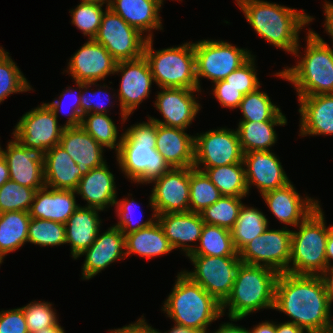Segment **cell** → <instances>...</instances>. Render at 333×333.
<instances>
[{"instance_id": "obj_59", "label": "cell", "mask_w": 333, "mask_h": 333, "mask_svg": "<svg viewBox=\"0 0 333 333\" xmlns=\"http://www.w3.org/2000/svg\"><path fill=\"white\" fill-rule=\"evenodd\" d=\"M326 259H327V267L333 266V224L329 225V234L327 237L326 244Z\"/></svg>"}, {"instance_id": "obj_19", "label": "cell", "mask_w": 333, "mask_h": 333, "mask_svg": "<svg viewBox=\"0 0 333 333\" xmlns=\"http://www.w3.org/2000/svg\"><path fill=\"white\" fill-rule=\"evenodd\" d=\"M0 152L7 161L10 180L33 189L45 186V152L40 149L24 147L13 136L7 142L6 149Z\"/></svg>"}, {"instance_id": "obj_55", "label": "cell", "mask_w": 333, "mask_h": 333, "mask_svg": "<svg viewBox=\"0 0 333 333\" xmlns=\"http://www.w3.org/2000/svg\"><path fill=\"white\" fill-rule=\"evenodd\" d=\"M246 333H276V322L265 320L254 325L253 328H247Z\"/></svg>"}, {"instance_id": "obj_61", "label": "cell", "mask_w": 333, "mask_h": 333, "mask_svg": "<svg viewBox=\"0 0 333 333\" xmlns=\"http://www.w3.org/2000/svg\"><path fill=\"white\" fill-rule=\"evenodd\" d=\"M159 333H163L162 331H159ZM164 333H206V332H201L199 330L193 329V328H186V327H180L177 325H173L170 330L165 331Z\"/></svg>"}, {"instance_id": "obj_10", "label": "cell", "mask_w": 333, "mask_h": 333, "mask_svg": "<svg viewBox=\"0 0 333 333\" xmlns=\"http://www.w3.org/2000/svg\"><path fill=\"white\" fill-rule=\"evenodd\" d=\"M187 258L194 266L193 271L183 269L182 272L222 304L232 291L238 267L242 263L240 257L188 255Z\"/></svg>"}, {"instance_id": "obj_1", "label": "cell", "mask_w": 333, "mask_h": 333, "mask_svg": "<svg viewBox=\"0 0 333 333\" xmlns=\"http://www.w3.org/2000/svg\"><path fill=\"white\" fill-rule=\"evenodd\" d=\"M273 310L307 333H323L333 321L323 279L316 275L279 273Z\"/></svg>"}, {"instance_id": "obj_5", "label": "cell", "mask_w": 333, "mask_h": 333, "mask_svg": "<svg viewBox=\"0 0 333 333\" xmlns=\"http://www.w3.org/2000/svg\"><path fill=\"white\" fill-rule=\"evenodd\" d=\"M161 310L174 325L209 332L208 327L223 317L222 304L182 270Z\"/></svg>"}, {"instance_id": "obj_6", "label": "cell", "mask_w": 333, "mask_h": 333, "mask_svg": "<svg viewBox=\"0 0 333 333\" xmlns=\"http://www.w3.org/2000/svg\"><path fill=\"white\" fill-rule=\"evenodd\" d=\"M278 275L267 266L241 263L232 291L222 303L223 316L227 314L229 320H242L260 309H273Z\"/></svg>"}, {"instance_id": "obj_49", "label": "cell", "mask_w": 333, "mask_h": 333, "mask_svg": "<svg viewBox=\"0 0 333 333\" xmlns=\"http://www.w3.org/2000/svg\"><path fill=\"white\" fill-rule=\"evenodd\" d=\"M52 303L42 300H33L22 306L29 333H36L59 323V316Z\"/></svg>"}, {"instance_id": "obj_2", "label": "cell", "mask_w": 333, "mask_h": 333, "mask_svg": "<svg viewBox=\"0 0 333 333\" xmlns=\"http://www.w3.org/2000/svg\"><path fill=\"white\" fill-rule=\"evenodd\" d=\"M244 18L270 45L293 54L300 42V32L315 18L304 9L284 6L265 0H235ZM306 26V27H305Z\"/></svg>"}, {"instance_id": "obj_4", "label": "cell", "mask_w": 333, "mask_h": 333, "mask_svg": "<svg viewBox=\"0 0 333 333\" xmlns=\"http://www.w3.org/2000/svg\"><path fill=\"white\" fill-rule=\"evenodd\" d=\"M157 123L148 118L137 122L125 131L116 163L125 178L135 184H150L170 169L156 150Z\"/></svg>"}, {"instance_id": "obj_30", "label": "cell", "mask_w": 333, "mask_h": 333, "mask_svg": "<svg viewBox=\"0 0 333 333\" xmlns=\"http://www.w3.org/2000/svg\"><path fill=\"white\" fill-rule=\"evenodd\" d=\"M101 211L80 205L65 223L66 244L70 245L73 260H77L95 241L102 225Z\"/></svg>"}, {"instance_id": "obj_18", "label": "cell", "mask_w": 333, "mask_h": 333, "mask_svg": "<svg viewBox=\"0 0 333 333\" xmlns=\"http://www.w3.org/2000/svg\"><path fill=\"white\" fill-rule=\"evenodd\" d=\"M66 70L73 81L99 82L107 76L115 75L117 61L108 50L93 39H88L67 62Z\"/></svg>"}, {"instance_id": "obj_8", "label": "cell", "mask_w": 333, "mask_h": 333, "mask_svg": "<svg viewBox=\"0 0 333 333\" xmlns=\"http://www.w3.org/2000/svg\"><path fill=\"white\" fill-rule=\"evenodd\" d=\"M154 39H147L143 56L148 62L154 84L159 88L199 90L196 78L194 42H184L155 50Z\"/></svg>"}, {"instance_id": "obj_26", "label": "cell", "mask_w": 333, "mask_h": 333, "mask_svg": "<svg viewBox=\"0 0 333 333\" xmlns=\"http://www.w3.org/2000/svg\"><path fill=\"white\" fill-rule=\"evenodd\" d=\"M109 168L106 162L81 177L75 192L87 202L85 207L97 208L102 212L107 211L106 208L114 207L118 189L115 175Z\"/></svg>"}, {"instance_id": "obj_21", "label": "cell", "mask_w": 333, "mask_h": 333, "mask_svg": "<svg viewBox=\"0 0 333 333\" xmlns=\"http://www.w3.org/2000/svg\"><path fill=\"white\" fill-rule=\"evenodd\" d=\"M101 232V233H100ZM85 256L81 279L90 280L119 260H125V235L114 225L102 233L99 230L95 241L77 259Z\"/></svg>"}, {"instance_id": "obj_44", "label": "cell", "mask_w": 333, "mask_h": 333, "mask_svg": "<svg viewBox=\"0 0 333 333\" xmlns=\"http://www.w3.org/2000/svg\"><path fill=\"white\" fill-rule=\"evenodd\" d=\"M130 195L132 196L128 193V197L116 199L114 204L115 213L119 220L114 226L120 229L124 235L146 228L157 221V213H153L150 218L142 222V209L138 210L139 204ZM135 210H138L140 217H136Z\"/></svg>"}, {"instance_id": "obj_12", "label": "cell", "mask_w": 333, "mask_h": 333, "mask_svg": "<svg viewBox=\"0 0 333 333\" xmlns=\"http://www.w3.org/2000/svg\"><path fill=\"white\" fill-rule=\"evenodd\" d=\"M292 230L268 229L245 245L238 255L244 264L267 266L278 273L289 272Z\"/></svg>"}, {"instance_id": "obj_34", "label": "cell", "mask_w": 333, "mask_h": 333, "mask_svg": "<svg viewBox=\"0 0 333 333\" xmlns=\"http://www.w3.org/2000/svg\"><path fill=\"white\" fill-rule=\"evenodd\" d=\"M30 214L25 211L0 213V256L22 248L28 242Z\"/></svg>"}, {"instance_id": "obj_29", "label": "cell", "mask_w": 333, "mask_h": 333, "mask_svg": "<svg viewBox=\"0 0 333 333\" xmlns=\"http://www.w3.org/2000/svg\"><path fill=\"white\" fill-rule=\"evenodd\" d=\"M185 131L157 124L156 150L170 168L194 166L195 136Z\"/></svg>"}, {"instance_id": "obj_20", "label": "cell", "mask_w": 333, "mask_h": 333, "mask_svg": "<svg viewBox=\"0 0 333 333\" xmlns=\"http://www.w3.org/2000/svg\"><path fill=\"white\" fill-rule=\"evenodd\" d=\"M261 197L268 211L286 228H296L321 204L307 194L301 196L291 181L283 187L263 193Z\"/></svg>"}, {"instance_id": "obj_67", "label": "cell", "mask_w": 333, "mask_h": 333, "mask_svg": "<svg viewBox=\"0 0 333 333\" xmlns=\"http://www.w3.org/2000/svg\"><path fill=\"white\" fill-rule=\"evenodd\" d=\"M161 1H162V3L164 4V1H165V0H161ZM171 1H172V0H171ZM175 1H183V0H175Z\"/></svg>"}, {"instance_id": "obj_17", "label": "cell", "mask_w": 333, "mask_h": 333, "mask_svg": "<svg viewBox=\"0 0 333 333\" xmlns=\"http://www.w3.org/2000/svg\"><path fill=\"white\" fill-rule=\"evenodd\" d=\"M198 93L202 94V91L186 88H160V91L155 93L157 96L155 95L153 105L163 119L149 115L147 118L159 125L187 130L202 108L197 100L200 95Z\"/></svg>"}, {"instance_id": "obj_31", "label": "cell", "mask_w": 333, "mask_h": 333, "mask_svg": "<svg viewBox=\"0 0 333 333\" xmlns=\"http://www.w3.org/2000/svg\"><path fill=\"white\" fill-rule=\"evenodd\" d=\"M82 176L77 164L59 144L45 153L46 187L75 191Z\"/></svg>"}, {"instance_id": "obj_39", "label": "cell", "mask_w": 333, "mask_h": 333, "mask_svg": "<svg viewBox=\"0 0 333 333\" xmlns=\"http://www.w3.org/2000/svg\"><path fill=\"white\" fill-rule=\"evenodd\" d=\"M9 54L0 47V104L11 94L35 91Z\"/></svg>"}, {"instance_id": "obj_63", "label": "cell", "mask_w": 333, "mask_h": 333, "mask_svg": "<svg viewBox=\"0 0 333 333\" xmlns=\"http://www.w3.org/2000/svg\"><path fill=\"white\" fill-rule=\"evenodd\" d=\"M36 333H66L65 329L58 323L57 325L49 328H44Z\"/></svg>"}, {"instance_id": "obj_58", "label": "cell", "mask_w": 333, "mask_h": 333, "mask_svg": "<svg viewBox=\"0 0 333 333\" xmlns=\"http://www.w3.org/2000/svg\"><path fill=\"white\" fill-rule=\"evenodd\" d=\"M109 333H141V317L134 323H129L121 328L108 330Z\"/></svg>"}, {"instance_id": "obj_13", "label": "cell", "mask_w": 333, "mask_h": 333, "mask_svg": "<svg viewBox=\"0 0 333 333\" xmlns=\"http://www.w3.org/2000/svg\"><path fill=\"white\" fill-rule=\"evenodd\" d=\"M114 74L121 76L119 89H116V92L122 125L138 106L149 98L154 79L144 56L135 60L117 62Z\"/></svg>"}, {"instance_id": "obj_62", "label": "cell", "mask_w": 333, "mask_h": 333, "mask_svg": "<svg viewBox=\"0 0 333 333\" xmlns=\"http://www.w3.org/2000/svg\"><path fill=\"white\" fill-rule=\"evenodd\" d=\"M141 333H159L158 329H155L152 325L150 326V324L147 323L144 314L141 316Z\"/></svg>"}, {"instance_id": "obj_37", "label": "cell", "mask_w": 333, "mask_h": 333, "mask_svg": "<svg viewBox=\"0 0 333 333\" xmlns=\"http://www.w3.org/2000/svg\"><path fill=\"white\" fill-rule=\"evenodd\" d=\"M80 126L104 149L114 150L115 154L118 153L123 132L119 135L118 127L109 114L86 113L82 116Z\"/></svg>"}, {"instance_id": "obj_22", "label": "cell", "mask_w": 333, "mask_h": 333, "mask_svg": "<svg viewBox=\"0 0 333 333\" xmlns=\"http://www.w3.org/2000/svg\"><path fill=\"white\" fill-rule=\"evenodd\" d=\"M271 151L252 150L244 153L243 164L248 192L255 186L260 196L283 187L291 180L287 176L279 157Z\"/></svg>"}, {"instance_id": "obj_52", "label": "cell", "mask_w": 333, "mask_h": 333, "mask_svg": "<svg viewBox=\"0 0 333 333\" xmlns=\"http://www.w3.org/2000/svg\"><path fill=\"white\" fill-rule=\"evenodd\" d=\"M212 94L220 103L221 107L237 109L244 95L231 86H225V81L221 80L212 84Z\"/></svg>"}, {"instance_id": "obj_36", "label": "cell", "mask_w": 333, "mask_h": 333, "mask_svg": "<svg viewBox=\"0 0 333 333\" xmlns=\"http://www.w3.org/2000/svg\"><path fill=\"white\" fill-rule=\"evenodd\" d=\"M196 169L204 171L222 195L235 197L249 196L243 163Z\"/></svg>"}, {"instance_id": "obj_16", "label": "cell", "mask_w": 333, "mask_h": 333, "mask_svg": "<svg viewBox=\"0 0 333 333\" xmlns=\"http://www.w3.org/2000/svg\"><path fill=\"white\" fill-rule=\"evenodd\" d=\"M150 183L153 186L148 206L153 213L189 212L190 167L170 168Z\"/></svg>"}, {"instance_id": "obj_54", "label": "cell", "mask_w": 333, "mask_h": 333, "mask_svg": "<svg viewBox=\"0 0 333 333\" xmlns=\"http://www.w3.org/2000/svg\"><path fill=\"white\" fill-rule=\"evenodd\" d=\"M323 279L330 307L333 304V266L327 267L320 275Z\"/></svg>"}, {"instance_id": "obj_66", "label": "cell", "mask_w": 333, "mask_h": 333, "mask_svg": "<svg viewBox=\"0 0 333 333\" xmlns=\"http://www.w3.org/2000/svg\"><path fill=\"white\" fill-rule=\"evenodd\" d=\"M3 261H4V258L0 256V265H2V263H4Z\"/></svg>"}, {"instance_id": "obj_40", "label": "cell", "mask_w": 333, "mask_h": 333, "mask_svg": "<svg viewBox=\"0 0 333 333\" xmlns=\"http://www.w3.org/2000/svg\"><path fill=\"white\" fill-rule=\"evenodd\" d=\"M222 196L204 171L190 167V212L202 213Z\"/></svg>"}, {"instance_id": "obj_45", "label": "cell", "mask_w": 333, "mask_h": 333, "mask_svg": "<svg viewBox=\"0 0 333 333\" xmlns=\"http://www.w3.org/2000/svg\"><path fill=\"white\" fill-rule=\"evenodd\" d=\"M92 87H95L96 89L93 90ZM110 89L115 91L112 87H108V85L105 83L100 85L98 82H82V91L80 95L81 116L86 113L109 114V109H111L110 107H113L115 105L114 103H117L116 100L118 99L116 93H113V95L110 93ZM104 99L106 102H109L111 99H113L109 102V107H107L108 103L107 106L104 104Z\"/></svg>"}, {"instance_id": "obj_51", "label": "cell", "mask_w": 333, "mask_h": 333, "mask_svg": "<svg viewBox=\"0 0 333 333\" xmlns=\"http://www.w3.org/2000/svg\"><path fill=\"white\" fill-rule=\"evenodd\" d=\"M0 333H29L22 307L0 311Z\"/></svg>"}, {"instance_id": "obj_46", "label": "cell", "mask_w": 333, "mask_h": 333, "mask_svg": "<svg viewBox=\"0 0 333 333\" xmlns=\"http://www.w3.org/2000/svg\"><path fill=\"white\" fill-rule=\"evenodd\" d=\"M77 88L68 86L63 89L62 93L54 98L52 102L46 103L48 107L53 111L54 115L59 117V113L65 114L67 120L64 122L63 126L67 127H77L81 125V106H80V95L82 91V82L74 81ZM71 98V99H70ZM71 101H69V100ZM68 100V101H67ZM68 105V106H66ZM69 107V109H66ZM69 110V111H65ZM67 113V114H66Z\"/></svg>"}, {"instance_id": "obj_15", "label": "cell", "mask_w": 333, "mask_h": 333, "mask_svg": "<svg viewBox=\"0 0 333 333\" xmlns=\"http://www.w3.org/2000/svg\"><path fill=\"white\" fill-rule=\"evenodd\" d=\"M46 102L41 103L20 117L14 126L12 136L24 147L40 149L45 153L58 145L64 126Z\"/></svg>"}, {"instance_id": "obj_11", "label": "cell", "mask_w": 333, "mask_h": 333, "mask_svg": "<svg viewBox=\"0 0 333 333\" xmlns=\"http://www.w3.org/2000/svg\"><path fill=\"white\" fill-rule=\"evenodd\" d=\"M195 168H213L234 163H243L237 130L225 127L194 134Z\"/></svg>"}, {"instance_id": "obj_42", "label": "cell", "mask_w": 333, "mask_h": 333, "mask_svg": "<svg viewBox=\"0 0 333 333\" xmlns=\"http://www.w3.org/2000/svg\"><path fill=\"white\" fill-rule=\"evenodd\" d=\"M246 197L222 196L201 214L203 222L231 230L237 221L239 210Z\"/></svg>"}, {"instance_id": "obj_50", "label": "cell", "mask_w": 333, "mask_h": 333, "mask_svg": "<svg viewBox=\"0 0 333 333\" xmlns=\"http://www.w3.org/2000/svg\"><path fill=\"white\" fill-rule=\"evenodd\" d=\"M256 55H252L238 69L231 72L225 79V86H231L240 91L244 96L255 91L262 83L259 81L256 69Z\"/></svg>"}, {"instance_id": "obj_47", "label": "cell", "mask_w": 333, "mask_h": 333, "mask_svg": "<svg viewBox=\"0 0 333 333\" xmlns=\"http://www.w3.org/2000/svg\"><path fill=\"white\" fill-rule=\"evenodd\" d=\"M103 6L99 3L81 1L74 9L69 10L71 23L88 39H94L100 28L102 16L108 8Z\"/></svg>"}, {"instance_id": "obj_3", "label": "cell", "mask_w": 333, "mask_h": 333, "mask_svg": "<svg viewBox=\"0 0 333 333\" xmlns=\"http://www.w3.org/2000/svg\"><path fill=\"white\" fill-rule=\"evenodd\" d=\"M305 41L304 54L300 42L292 54L300 58L296 64L272 75L290 82L297 97L333 94V48L310 28Z\"/></svg>"}, {"instance_id": "obj_56", "label": "cell", "mask_w": 333, "mask_h": 333, "mask_svg": "<svg viewBox=\"0 0 333 333\" xmlns=\"http://www.w3.org/2000/svg\"><path fill=\"white\" fill-rule=\"evenodd\" d=\"M231 322H223L219 325L217 330L213 331L212 333H246V328L243 326H238L233 322H237L239 320H232ZM233 321V322H232Z\"/></svg>"}, {"instance_id": "obj_7", "label": "cell", "mask_w": 333, "mask_h": 333, "mask_svg": "<svg viewBox=\"0 0 333 333\" xmlns=\"http://www.w3.org/2000/svg\"><path fill=\"white\" fill-rule=\"evenodd\" d=\"M321 207L319 205L296 230H292L289 273L320 276L327 268L329 226Z\"/></svg>"}, {"instance_id": "obj_41", "label": "cell", "mask_w": 333, "mask_h": 333, "mask_svg": "<svg viewBox=\"0 0 333 333\" xmlns=\"http://www.w3.org/2000/svg\"><path fill=\"white\" fill-rule=\"evenodd\" d=\"M242 113L240 121H270L281 108L271 101L267 92L261 91V86L246 94L237 108Z\"/></svg>"}, {"instance_id": "obj_57", "label": "cell", "mask_w": 333, "mask_h": 333, "mask_svg": "<svg viewBox=\"0 0 333 333\" xmlns=\"http://www.w3.org/2000/svg\"><path fill=\"white\" fill-rule=\"evenodd\" d=\"M276 333H307L304 329L295 325L292 322L285 321L284 323L276 322Z\"/></svg>"}, {"instance_id": "obj_65", "label": "cell", "mask_w": 333, "mask_h": 333, "mask_svg": "<svg viewBox=\"0 0 333 333\" xmlns=\"http://www.w3.org/2000/svg\"><path fill=\"white\" fill-rule=\"evenodd\" d=\"M323 333H333V323Z\"/></svg>"}, {"instance_id": "obj_9", "label": "cell", "mask_w": 333, "mask_h": 333, "mask_svg": "<svg viewBox=\"0 0 333 333\" xmlns=\"http://www.w3.org/2000/svg\"><path fill=\"white\" fill-rule=\"evenodd\" d=\"M194 54L196 78L200 91H202V78L210 79L212 84L224 80L253 55L252 51L247 48H239L232 43L214 39L194 42Z\"/></svg>"}, {"instance_id": "obj_14", "label": "cell", "mask_w": 333, "mask_h": 333, "mask_svg": "<svg viewBox=\"0 0 333 333\" xmlns=\"http://www.w3.org/2000/svg\"><path fill=\"white\" fill-rule=\"evenodd\" d=\"M93 40L102 44L119 62L142 57L147 38L126 23L118 14L107 8Z\"/></svg>"}, {"instance_id": "obj_25", "label": "cell", "mask_w": 333, "mask_h": 333, "mask_svg": "<svg viewBox=\"0 0 333 333\" xmlns=\"http://www.w3.org/2000/svg\"><path fill=\"white\" fill-rule=\"evenodd\" d=\"M163 5L161 0H110L108 8L147 39H152L154 30L164 29L159 13Z\"/></svg>"}, {"instance_id": "obj_23", "label": "cell", "mask_w": 333, "mask_h": 333, "mask_svg": "<svg viewBox=\"0 0 333 333\" xmlns=\"http://www.w3.org/2000/svg\"><path fill=\"white\" fill-rule=\"evenodd\" d=\"M157 221L173 249H179L185 257L195 250L205 224L200 213L190 211L160 214Z\"/></svg>"}, {"instance_id": "obj_53", "label": "cell", "mask_w": 333, "mask_h": 333, "mask_svg": "<svg viewBox=\"0 0 333 333\" xmlns=\"http://www.w3.org/2000/svg\"><path fill=\"white\" fill-rule=\"evenodd\" d=\"M323 4V12L325 15L323 24L325 29L324 31H326V34L329 35L333 43V2L325 0Z\"/></svg>"}, {"instance_id": "obj_28", "label": "cell", "mask_w": 333, "mask_h": 333, "mask_svg": "<svg viewBox=\"0 0 333 333\" xmlns=\"http://www.w3.org/2000/svg\"><path fill=\"white\" fill-rule=\"evenodd\" d=\"M76 197L75 191L44 186L35 193L29 211L30 217L65 224L80 206Z\"/></svg>"}, {"instance_id": "obj_32", "label": "cell", "mask_w": 333, "mask_h": 333, "mask_svg": "<svg viewBox=\"0 0 333 333\" xmlns=\"http://www.w3.org/2000/svg\"><path fill=\"white\" fill-rule=\"evenodd\" d=\"M285 125L287 118L282 110L270 121H239L236 130L243 153L252 150L271 151L278 140L274 127Z\"/></svg>"}, {"instance_id": "obj_24", "label": "cell", "mask_w": 333, "mask_h": 333, "mask_svg": "<svg viewBox=\"0 0 333 333\" xmlns=\"http://www.w3.org/2000/svg\"><path fill=\"white\" fill-rule=\"evenodd\" d=\"M299 136L333 135V94L297 97Z\"/></svg>"}, {"instance_id": "obj_33", "label": "cell", "mask_w": 333, "mask_h": 333, "mask_svg": "<svg viewBox=\"0 0 333 333\" xmlns=\"http://www.w3.org/2000/svg\"><path fill=\"white\" fill-rule=\"evenodd\" d=\"M125 247L126 257L137 255L147 260L169 254L174 250L158 221L125 235Z\"/></svg>"}, {"instance_id": "obj_64", "label": "cell", "mask_w": 333, "mask_h": 333, "mask_svg": "<svg viewBox=\"0 0 333 333\" xmlns=\"http://www.w3.org/2000/svg\"><path fill=\"white\" fill-rule=\"evenodd\" d=\"M80 1L99 3L102 5H106V6H109V3H110V0H80Z\"/></svg>"}, {"instance_id": "obj_43", "label": "cell", "mask_w": 333, "mask_h": 333, "mask_svg": "<svg viewBox=\"0 0 333 333\" xmlns=\"http://www.w3.org/2000/svg\"><path fill=\"white\" fill-rule=\"evenodd\" d=\"M28 243L39 245L41 248L66 244L65 224L31 218L28 225Z\"/></svg>"}, {"instance_id": "obj_27", "label": "cell", "mask_w": 333, "mask_h": 333, "mask_svg": "<svg viewBox=\"0 0 333 333\" xmlns=\"http://www.w3.org/2000/svg\"><path fill=\"white\" fill-rule=\"evenodd\" d=\"M59 145L77 164L82 175L106 163L104 158L106 149L81 126L64 128Z\"/></svg>"}, {"instance_id": "obj_60", "label": "cell", "mask_w": 333, "mask_h": 333, "mask_svg": "<svg viewBox=\"0 0 333 333\" xmlns=\"http://www.w3.org/2000/svg\"><path fill=\"white\" fill-rule=\"evenodd\" d=\"M10 179L8 164L0 152V188Z\"/></svg>"}, {"instance_id": "obj_48", "label": "cell", "mask_w": 333, "mask_h": 333, "mask_svg": "<svg viewBox=\"0 0 333 333\" xmlns=\"http://www.w3.org/2000/svg\"><path fill=\"white\" fill-rule=\"evenodd\" d=\"M36 189L19 185L17 182L8 180L0 188V213L25 211L29 212Z\"/></svg>"}, {"instance_id": "obj_35", "label": "cell", "mask_w": 333, "mask_h": 333, "mask_svg": "<svg viewBox=\"0 0 333 333\" xmlns=\"http://www.w3.org/2000/svg\"><path fill=\"white\" fill-rule=\"evenodd\" d=\"M266 215L253 206L243 203L237 221L231 231L232 242L237 252L254 238L264 233L269 227Z\"/></svg>"}, {"instance_id": "obj_38", "label": "cell", "mask_w": 333, "mask_h": 333, "mask_svg": "<svg viewBox=\"0 0 333 333\" xmlns=\"http://www.w3.org/2000/svg\"><path fill=\"white\" fill-rule=\"evenodd\" d=\"M190 255L239 256L232 242L231 231L207 223L204 224L199 242Z\"/></svg>"}]
</instances>
